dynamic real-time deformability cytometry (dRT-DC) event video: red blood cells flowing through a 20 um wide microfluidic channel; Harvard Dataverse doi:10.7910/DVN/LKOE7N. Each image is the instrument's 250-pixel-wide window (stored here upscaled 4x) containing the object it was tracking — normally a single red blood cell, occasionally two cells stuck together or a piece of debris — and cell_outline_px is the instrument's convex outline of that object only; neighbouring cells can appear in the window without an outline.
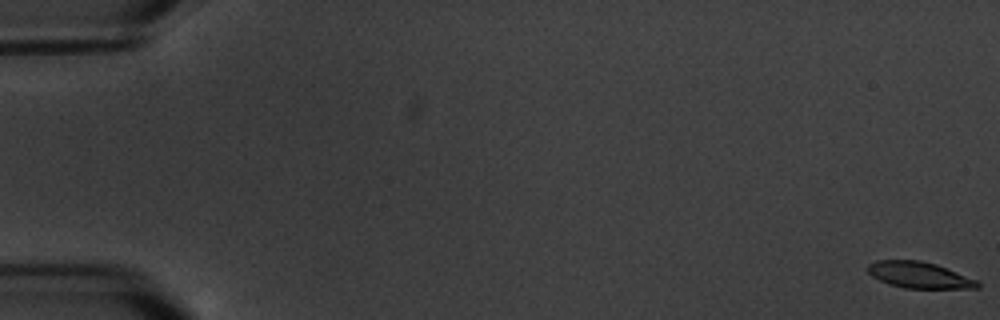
{"species": "common noctule bat (a hibernating species)", "species_latin": "Nyctalus noctula", "temperature_condition": "warm", "stored_images_in_passage": 7, "camera_frame_rate_fps": 3000, "um_per_image_px": 0.085, "animal": {"sex": "male", "body_mass_g": 20.1, "forearm_length_mm": 53.5}, "frame": {"image": 1, "passage_image": 1, "time_ms": 0.0, "image_size_px": [1000, 320], "cell_outline_px": [[980, 288], [904, 288], [888, 284], [872, 276], [868, 272], [868, 264], [876, 260], [920, 260], [936, 264], [976, 280], [980, 284]], "centroid_in_image_um": [78.1, 23.37], "position_along_channel_um": 6.9, "area_um2": 16.65}}
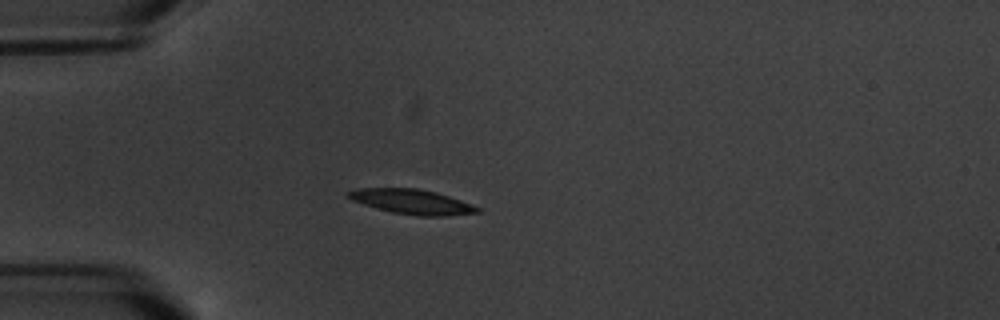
{"frame": {"image": 2, "passage_image": 5, "time_ms": 5.667, "image_size_px": [1000, 320], "cell_outline_px": [[480, 212], [448, 216], [416, 216], [392, 212], [376, 208], [352, 200], [344, 196], [344, 192], [356, 188], [416, 188], [436, 192], [472, 204], [480, 208]], "centroid_in_image_um": [34.96, 17.14], "position_along_channel_um": 50.0, "area_um2": 18.79}}